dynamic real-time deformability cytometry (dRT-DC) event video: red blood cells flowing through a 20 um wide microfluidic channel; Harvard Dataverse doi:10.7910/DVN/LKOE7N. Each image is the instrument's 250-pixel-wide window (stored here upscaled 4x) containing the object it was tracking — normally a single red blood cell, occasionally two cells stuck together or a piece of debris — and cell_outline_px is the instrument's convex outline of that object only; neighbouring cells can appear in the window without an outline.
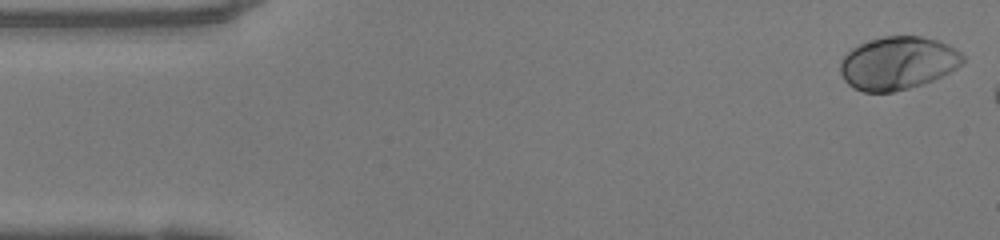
{"species": "human", "species_latin": "Homo sapiens", "temperature_condition": "warm", "stored_images_in_passage": 7, "camera_frame_rate_fps": 3000, "um_per_image_px": 0.085, "donor": {"sex": "female"}, "frame": {"image": 1, "passage_image": 1, "time_ms": 0.0, "image_size_px": [1000, 240], "cell_outline_px": [[964, 60], [956, 68], [932, 80], [908, 88], [892, 92], [864, 92], [848, 84], [844, 80], [840, 72], [840, 60], [852, 48], [860, 44], [884, 36], [920, 36], [936, 40], [948, 44], [956, 48], [964, 56]], "centroid_in_image_um": [76.3, 5.36], "position_along_channel_um": 8.7, "area_um2": 37.51}}